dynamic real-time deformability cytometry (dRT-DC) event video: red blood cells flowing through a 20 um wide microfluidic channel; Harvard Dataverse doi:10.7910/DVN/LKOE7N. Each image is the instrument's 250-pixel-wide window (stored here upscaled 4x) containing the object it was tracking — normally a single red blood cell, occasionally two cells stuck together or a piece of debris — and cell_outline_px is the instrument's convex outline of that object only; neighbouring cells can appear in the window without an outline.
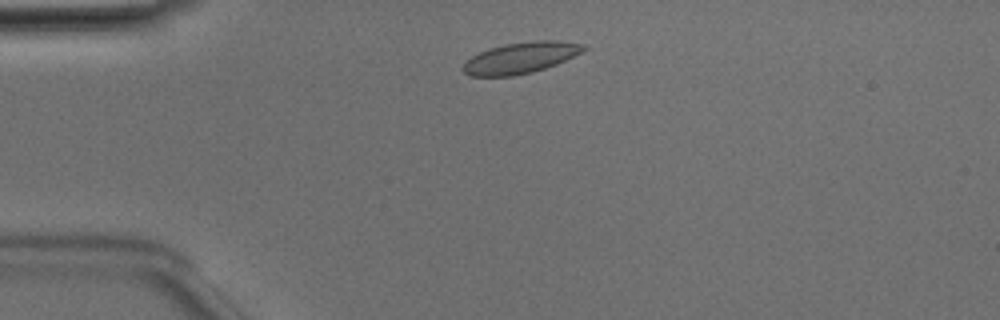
{"species": "Egyptian fruit bat (a non-hibernating species)", "species_latin": "Rousettus aegyptiacus", "temperature_condition": "room temperature", "stored_images_in_passage": 43, "camera_frame_rate_fps": 3000, "um_per_image_px": 0.085, "animal": {"sex": "male"}, "frame": {"image": 1, "passage_image": 4, "time_ms": 1.0, "image_size_px": [1000, 320], "cell_outline_px": [[588, 48], [556, 64], [532, 72], [512, 76], [472, 76], [464, 72], [460, 68], [464, 60], [488, 48], [504, 44], [532, 40], [560, 40], [584, 44]], "centroid_in_image_um": [44.21, 4.9], "position_along_channel_um": 40.8, "area_um2": 21.96}}
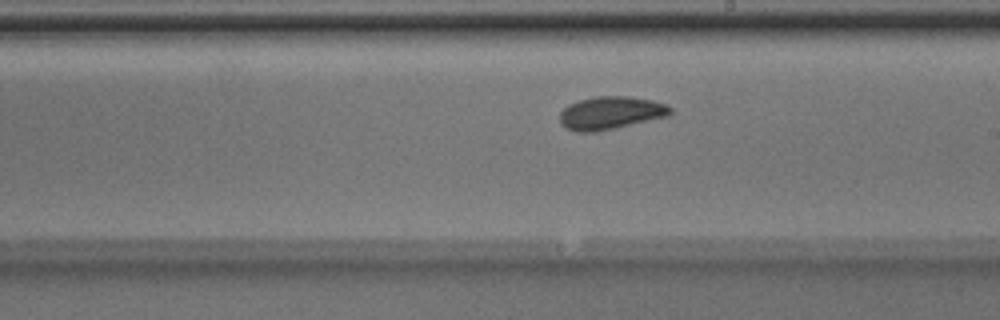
{"frame": {"image": 2, "passage_image": 21, "time_ms": 6.667, "image_size_px": [1000, 320], "cell_outline_px": [[672, 112], [668, 116], [596, 132], [576, 132], [564, 128], [560, 124], [560, 112], [568, 104], [580, 100], [596, 96], [628, 96], [652, 100], [668, 104], [672, 108]], "centroid_in_image_um": [51.89, 9.6], "position_along_channel_um": 237.1, "area_um2": 21.33}}
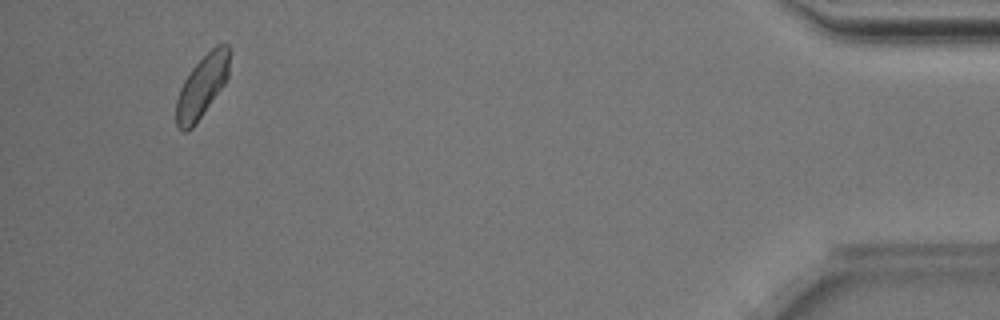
{"frame": {"image": 3, "passage_image": 40, "time_ms": 13.0, "image_size_px": [1000, 320], "cell_outline_px": [[232, 52], [228, 76], [224, 84], [196, 124], [188, 132], [184, 132], [176, 124], [176, 100], [180, 88], [184, 80], [192, 68], [216, 44], [224, 40], [232, 48]], "centroid_in_image_um": [17.22, 7.28], "position_along_channel_um": 418.0, "area_um2": 19.71}, "authors_computed_cell_mechanics": {"area_um2": 20.2878, "velocity_mm_per_s": 3.9845, "shape_relaxation_time_tau1_ms": 3.5292, "shape_relaxation_time_tau2_ms": 2.8351, "deformation_change_tau1": 0.0839, "deformation_change_tau2": 0.0346}}